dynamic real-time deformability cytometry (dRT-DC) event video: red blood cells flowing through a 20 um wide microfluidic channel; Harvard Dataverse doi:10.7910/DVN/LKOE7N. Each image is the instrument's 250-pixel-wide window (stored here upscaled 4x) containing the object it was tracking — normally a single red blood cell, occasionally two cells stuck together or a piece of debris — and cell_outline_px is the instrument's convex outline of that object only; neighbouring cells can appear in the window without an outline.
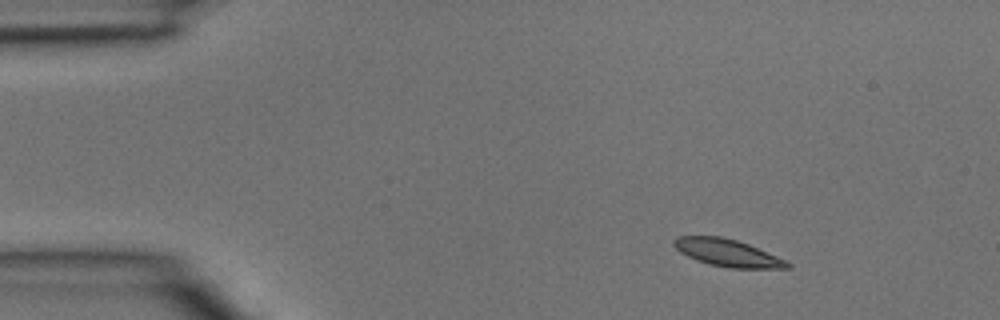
{"species": "common noctule bat (a hibernating species)", "species_latin": "Nyctalus noctula", "temperature_condition": "room temperature", "stored_images_in_passage": 4, "camera_frame_rate_fps": 3000, "um_per_image_px": 0.085, "animal": {"sex": "male", "body_mass_g": 15.6}, "frame": {"image": 1, "passage_image": 1, "time_ms": 0.0, "image_size_px": [1000, 320], "cell_outline_px": [[792, 268], [728, 268], [708, 264], [696, 260], [680, 252], [672, 244], [672, 240], [680, 236], [720, 236], [736, 240], [748, 244], [776, 256], [792, 264]], "centroid_in_image_um": [61.81, 21.49], "position_along_channel_um": 23.2, "area_um2": 17.92}}
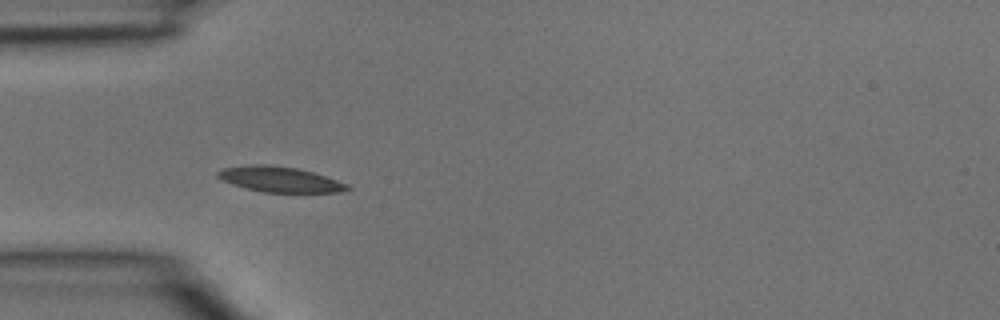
{"frame": {"image": 2, "passage_image": 3, "time_ms": 0.667, "image_size_px": [1000, 320], "cell_outline_px": [[352, 188], [340, 192], [264, 192], [232, 184], [216, 176], [216, 172], [224, 168], [248, 164], [268, 164], [296, 168], [312, 172], [348, 184]], "centroid_in_image_um": [23.77, 15.23], "position_along_channel_um": 61.2, "area_um2": 18.96}}